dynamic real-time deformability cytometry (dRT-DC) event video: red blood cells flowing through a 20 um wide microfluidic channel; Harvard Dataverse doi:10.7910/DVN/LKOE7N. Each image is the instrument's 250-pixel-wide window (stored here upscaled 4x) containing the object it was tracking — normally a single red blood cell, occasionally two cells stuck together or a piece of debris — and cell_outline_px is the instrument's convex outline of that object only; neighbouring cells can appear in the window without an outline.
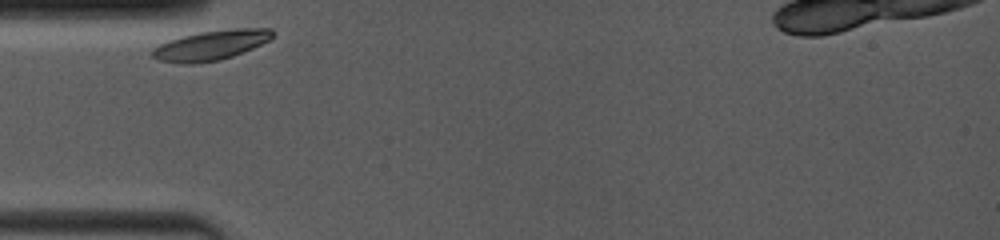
{"species": "common noctule bat (a hibernating species)", "species_latin": "Nyctalus noctula", "temperature_condition": "room temperature", "stored_images_in_passage": 7, "camera_frame_rate_fps": 4000, "um_per_image_px": 0.085, "animal": {"sex": "female", "body_mass_g": 19.0, "forearm_length_mm": 53.3}, "frame": {"image": 1, "passage_image": 1, "time_ms": 0.0, "image_size_px": [1000, 240], "cell_outline_px": [[276, 32], [268, 40], [252, 48], [232, 56], [220, 60], [192, 64], [180, 64], [160, 60], [152, 56], [152, 48], [168, 40], [200, 32], [236, 28], [272, 28]], "centroid_in_image_um": [17.93, 3.84], "position_along_channel_um": 67.1, "area_um2": 20.75}}
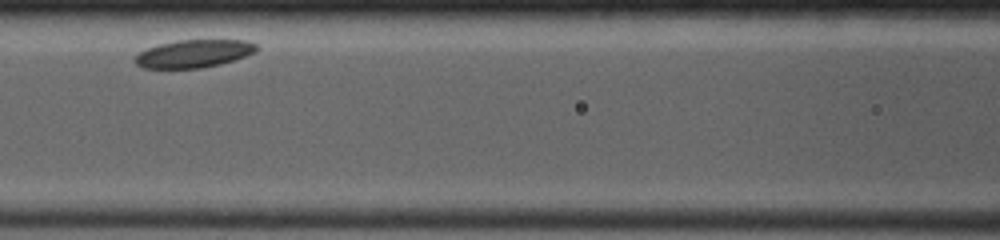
{"frame": {"image": 2, "passage_image": 4, "time_ms": 2.5, "image_size_px": [1000, 240], "cell_outline_px": [[260, 48], [256, 52], [220, 64], [200, 68], [144, 68], [136, 64], [132, 60], [140, 52], [156, 44], [176, 40], [248, 40], [256, 44]], "centroid_in_image_um": [16.47, 4.55], "position_along_channel_um": 150.1, "area_um2": 19.77}}
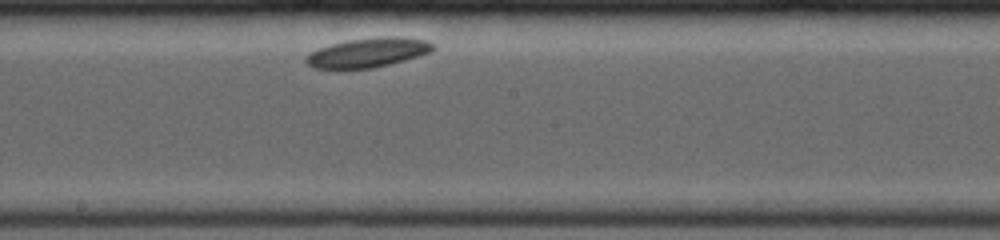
{"frame": {"image": 3, "passage_image": 6, "time_ms": 4.5, "image_size_px": [1000, 240], "cell_outline_px": [[436, 48], [432, 52], [404, 60], [372, 68], [316, 68], [308, 64], [304, 60], [304, 56], [320, 48], [332, 44], [348, 40], [380, 36], [400, 36], [428, 40]], "centroid_in_image_um": [31.32, 4.45], "position_along_channel_um": 216.9, "area_um2": 21.62}}